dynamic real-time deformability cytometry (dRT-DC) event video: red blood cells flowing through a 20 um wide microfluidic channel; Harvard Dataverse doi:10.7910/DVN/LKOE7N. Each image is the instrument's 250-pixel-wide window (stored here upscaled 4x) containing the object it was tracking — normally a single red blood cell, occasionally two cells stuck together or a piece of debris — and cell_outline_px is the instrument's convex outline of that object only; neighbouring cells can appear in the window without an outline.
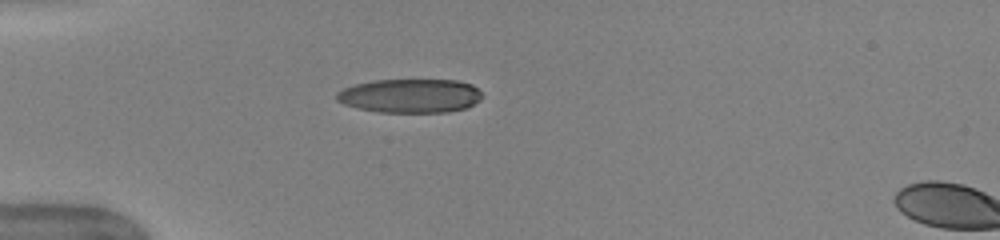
{"species": "human", "species_latin": "Homo sapiens", "temperature_condition": "warm", "stored_images_in_passage": 37, "camera_frame_rate_fps": 3000, "um_per_image_px": 0.085, "donor": {"sex": "female"}, "frame": {"image": 1, "passage_image": 1, "time_ms": 0.0, "image_size_px": [1000, 240], "cell_outline_px": [[480, 100], [468, 108], [448, 112], [380, 112], [356, 108], [344, 104], [336, 100], [336, 92], [344, 88], [356, 84], [372, 80], [460, 80], [472, 84], [480, 92]], "centroid_in_image_um": [34.86, 8.14], "position_along_channel_um": 50.1, "area_um2": 28.9}}
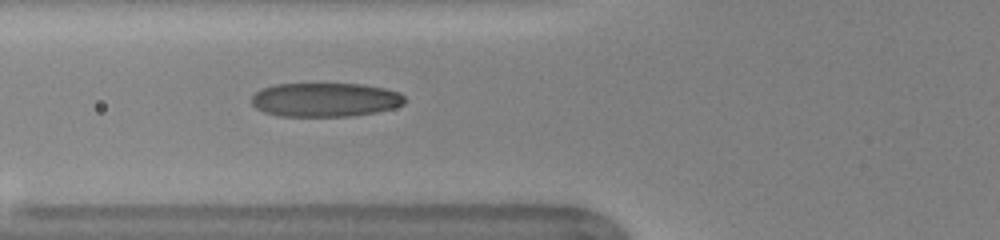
{"frame": {"image": 2, "passage_image": 6, "time_ms": 1.667, "image_size_px": [1000, 240], "cell_outline_px": [[404, 104], [392, 108], [376, 112], [352, 116], [280, 116], [264, 112], [256, 108], [252, 104], [252, 96], [260, 88], [276, 84], [360, 84], [384, 88], [400, 92], [404, 96]], "centroid_in_image_um": [27.63, 8.48], "position_along_channel_um": 98.2, "area_um2": 30.35}}
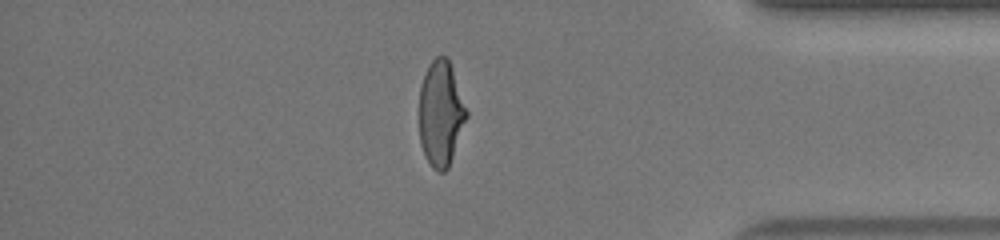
{"frame": {"image": 3, "passage_image": 30, "time_ms": 9.667, "image_size_px": [1000, 240], "cell_outline_px": [[468, 116], [448, 168], [444, 172], [436, 172], [432, 168], [420, 144], [420, 84], [428, 64], [436, 56], [448, 56], [468, 112]], "centroid_in_image_um": [37.47, 9.63], "position_along_channel_um": 397.7, "area_um2": 29.07}, "authors_computed_cell_mechanics": {"area_um2": 29.8826, "velocity_mm_per_s": 4.017, "shape_relaxation_time_tau1_ms": 4.5558, "shape_relaxation_time_tau2_ms": null, "deformation_change_tau1": 0.2043, "deformation_change_tau2": null}}